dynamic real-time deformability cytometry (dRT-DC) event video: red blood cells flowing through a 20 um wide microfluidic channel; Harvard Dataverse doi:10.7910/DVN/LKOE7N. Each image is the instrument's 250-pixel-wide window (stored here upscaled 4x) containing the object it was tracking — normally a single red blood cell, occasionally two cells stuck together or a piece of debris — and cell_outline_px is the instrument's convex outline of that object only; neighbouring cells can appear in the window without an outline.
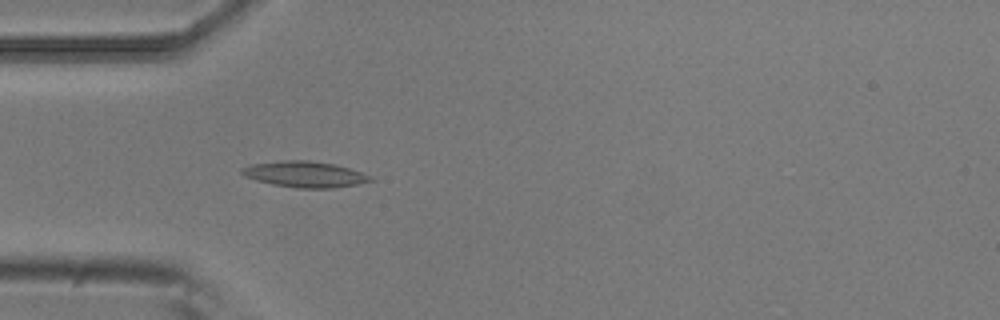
{"species": "common noctule bat (a hibernating species)", "species_latin": "Nyctalus noctula", "temperature_condition": "room temperature", "stored_images_in_passage": 3, "camera_frame_rate_fps": 3000, "um_per_image_px": 0.085, "animal": {"sex": "male", "body_mass_g": 20.5, "forearm_length_mm": 52.5}, "frame": {"image": 1, "passage_image": 3, "time_ms": 0.667, "image_size_px": [1000, 320], "cell_outline_px": [[376, 180], [356, 184], [332, 188], [296, 188], [272, 184], [256, 180], [244, 176], [240, 172], [240, 168], [252, 164], [284, 160], [308, 160], [336, 164], [372, 176]], "centroid_in_image_um": [25.9, 14.81], "position_along_channel_um": 59.1, "area_um2": 19.48}}